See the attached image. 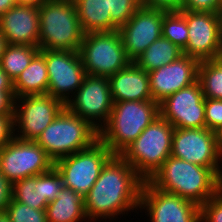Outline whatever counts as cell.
<instances>
[{
  "label": "cell",
  "mask_w": 222,
  "mask_h": 222,
  "mask_svg": "<svg viewBox=\"0 0 222 222\" xmlns=\"http://www.w3.org/2000/svg\"><path fill=\"white\" fill-rule=\"evenodd\" d=\"M144 180L120 155H114L84 197L88 220L114 218L129 210H138Z\"/></svg>",
  "instance_id": "obj_1"
},
{
  "label": "cell",
  "mask_w": 222,
  "mask_h": 222,
  "mask_svg": "<svg viewBox=\"0 0 222 222\" xmlns=\"http://www.w3.org/2000/svg\"><path fill=\"white\" fill-rule=\"evenodd\" d=\"M154 187L201 206L222 189V179L210 168L170 156L148 180Z\"/></svg>",
  "instance_id": "obj_2"
},
{
  "label": "cell",
  "mask_w": 222,
  "mask_h": 222,
  "mask_svg": "<svg viewBox=\"0 0 222 222\" xmlns=\"http://www.w3.org/2000/svg\"><path fill=\"white\" fill-rule=\"evenodd\" d=\"M159 116V103L153 100L114 102L99 140L120 155Z\"/></svg>",
  "instance_id": "obj_3"
},
{
  "label": "cell",
  "mask_w": 222,
  "mask_h": 222,
  "mask_svg": "<svg viewBox=\"0 0 222 222\" xmlns=\"http://www.w3.org/2000/svg\"><path fill=\"white\" fill-rule=\"evenodd\" d=\"M38 9L39 48L78 52L84 32L73 0H46Z\"/></svg>",
  "instance_id": "obj_4"
},
{
  "label": "cell",
  "mask_w": 222,
  "mask_h": 222,
  "mask_svg": "<svg viewBox=\"0 0 222 222\" xmlns=\"http://www.w3.org/2000/svg\"><path fill=\"white\" fill-rule=\"evenodd\" d=\"M173 130L174 127L159 116L120 156L144 181L149 180L171 156Z\"/></svg>",
  "instance_id": "obj_5"
},
{
  "label": "cell",
  "mask_w": 222,
  "mask_h": 222,
  "mask_svg": "<svg viewBox=\"0 0 222 222\" xmlns=\"http://www.w3.org/2000/svg\"><path fill=\"white\" fill-rule=\"evenodd\" d=\"M99 140V131L87 120L64 108L37 138L36 142L55 162L91 147Z\"/></svg>",
  "instance_id": "obj_6"
},
{
  "label": "cell",
  "mask_w": 222,
  "mask_h": 222,
  "mask_svg": "<svg viewBox=\"0 0 222 222\" xmlns=\"http://www.w3.org/2000/svg\"><path fill=\"white\" fill-rule=\"evenodd\" d=\"M78 52L90 76L109 78L132 62L126 55L118 30L84 34Z\"/></svg>",
  "instance_id": "obj_7"
},
{
  "label": "cell",
  "mask_w": 222,
  "mask_h": 222,
  "mask_svg": "<svg viewBox=\"0 0 222 222\" xmlns=\"http://www.w3.org/2000/svg\"><path fill=\"white\" fill-rule=\"evenodd\" d=\"M113 156L110 149L98 140L85 150L56 160L54 167L62 176L64 186L84 198Z\"/></svg>",
  "instance_id": "obj_8"
},
{
  "label": "cell",
  "mask_w": 222,
  "mask_h": 222,
  "mask_svg": "<svg viewBox=\"0 0 222 222\" xmlns=\"http://www.w3.org/2000/svg\"><path fill=\"white\" fill-rule=\"evenodd\" d=\"M54 167V161L36 142L17 137L0 149V172L11 183L43 174Z\"/></svg>",
  "instance_id": "obj_9"
},
{
  "label": "cell",
  "mask_w": 222,
  "mask_h": 222,
  "mask_svg": "<svg viewBox=\"0 0 222 222\" xmlns=\"http://www.w3.org/2000/svg\"><path fill=\"white\" fill-rule=\"evenodd\" d=\"M186 17L188 43L183 54L200 61L221 58L222 13L180 10Z\"/></svg>",
  "instance_id": "obj_10"
},
{
  "label": "cell",
  "mask_w": 222,
  "mask_h": 222,
  "mask_svg": "<svg viewBox=\"0 0 222 222\" xmlns=\"http://www.w3.org/2000/svg\"><path fill=\"white\" fill-rule=\"evenodd\" d=\"M73 97L67 101L65 108L99 131L109 120L114 104L109 79L87 75Z\"/></svg>",
  "instance_id": "obj_11"
},
{
  "label": "cell",
  "mask_w": 222,
  "mask_h": 222,
  "mask_svg": "<svg viewBox=\"0 0 222 222\" xmlns=\"http://www.w3.org/2000/svg\"><path fill=\"white\" fill-rule=\"evenodd\" d=\"M171 156L212 169L222 179L215 132L207 128H174Z\"/></svg>",
  "instance_id": "obj_12"
},
{
  "label": "cell",
  "mask_w": 222,
  "mask_h": 222,
  "mask_svg": "<svg viewBox=\"0 0 222 222\" xmlns=\"http://www.w3.org/2000/svg\"><path fill=\"white\" fill-rule=\"evenodd\" d=\"M16 101L22 105L18 106ZM64 108L65 104L61 100L47 94L15 98L14 132L18 126L17 132L20 129V134L14 136L21 140L36 141Z\"/></svg>",
  "instance_id": "obj_13"
},
{
  "label": "cell",
  "mask_w": 222,
  "mask_h": 222,
  "mask_svg": "<svg viewBox=\"0 0 222 222\" xmlns=\"http://www.w3.org/2000/svg\"><path fill=\"white\" fill-rule=\"evenodd\" d=\"M39 52L45 57L48 71L47 95L66 104L70 93L76 92L87 76L79 52L45 49Z\"/></svg>",
  "instance_id": "obj_14"
},
{
  "label": "cell",
  "mask_w": 222,
  "mask_h": 222,
  "mask_svg": "<svg viewBox=\"0 0 222 222\" xmlns=\"http://www.w3.org/2000/svg\"><path fill=\"white\" fill-rule=\"evenodd\" d=\"M139 208L147 210L151 222H200V206L144 181Z\"/></svg>",
  "instance_id": "obj_15"
},
{
  "label": "cell",
  "mask_w": 222,
  "mask_h": 222,
  "mask_svg": "<svg viewBox=\"0 0 222 222\" xmlns=\"http://www.w3.org/2000/svg\"><path fill=\"white\" fill-rule=\"evenodd\" d=\"M160 116L174 128H206L205 98L200 82L178 90L159 103Z\"/></svg>",
  "instance_id": "obj_16"
},
{
  "label": "cell",
  "mask_w": 222,
  "mask_h": 222,
  "mask_svg": "<svg viewBox=\"0 0 222 222\" xmlns=\"http://www.w3.org/2000/svg\"><path fill=\"white\" fill-rule=\"evenodd\" d=\"M168 11L143 5L118 30L127 57L134 62L154 41L162 37L163 17Z\"/></svg>",
  "instance_id": "obj_17"
},
{
  "label": "cell",
  "mask_w": 222,
  "mask_h": 222,
  "mask_svg": "<svg viewBox=\"0 0 222 222\" xmlns=\"http://www.w3.org/2000/svg\"><path fill=\"white\" fill-rule=\"evenodd\" d=\"M198 65L197 59L183 54L172 63L148 72L153 101L160 103L167 96L195 83Z\"/></svg>",
  "instance_id": "obj_18"
},
{
  "label": "cell",
  "mask_w": 222,
  "mask_h": 222,
  "mask_svg": "<svg viewBox=\"0 0 222 222\" xmlns=\"http://www.w3.org/2000/svg\"><path fill=\"white\" fill-rule=\"evenodd\" d=\"M0 32L11 45L38 46L40 26L36 6L15 5L0 16Z\"/></svg>",
  "instance_id": "obj_19"
},
{
  "label": "cell",
  "mask_w": 222,
  "mask_h": 222,
  "mask_svg": "<svg viewBox=\"0 0 222 222\" xmlns=\"http://www.w3.org/2000/svg\"><path fill=\"white\" fill-rule=\"evenodd\" d=\"M108 79L113 102L153 100L149 73L134 62Z\"/></svg>",
  "instance_id": "obj_20"
},
{
  "label": "cell",
  "mask_w": 222,
  "mask_h": 222,
  "mask_svg": "<svg viewBox=\"0 0 222 222\" xmlns=\"http://www.w3.org/2000/svg\"><path fill=\"white\" fill-rule=\"evenodd\" d=\"M13 89L15 98L47 94L48 71L45 57L40 52L13 82Z\"/></svg>",
  "instance_id": "obj_21"
},
{
  "label": "cell",
  "mask_w": 222,
  "mask_h": 222,
  "mask_svg": "<svg viewBox=\"0 0 222 222\" xmlns=\"http://www.w3.org/2000/svg\"><path fill=\"white\" fill-rule=\"evenodd\" d=\"M45 211L47 222H79L87 219L84 198L65 186L56 199L48 203Z\"/></svg>",
  "instance_id": "obj_22"
},
{
  "label": "cell",
  "mask_w": 222,
  "mask_h": 222,
  "mask_svg": "<svg viewBox=\"0 0 222 222\" xmlns=\"http://www.w3.org/2000/svg\"><path fill=\"white\" fill-rule=\"evenodd\" d=\"M84 34L111 31L108 0H73Z\"/></svg>",
  "instance_id": "obj_23"
},
{
  "label": "cell",
  "mask_w": 222,
  "mask_h": 222,
  "mask_svg": "<svg viewBox=\"0 0 222 222\" xmlns=\"http://www.w3.org/2000/svg\"><path fill=\"white\" fill-rule=\"evenodd\" d=\"M183 55L182 49L163 37L154 41L134 63L147 72L168 65Z\"/></svg>",
  "instance_id": "obj_24"
},
{
  "label": "cell",
  "mask_w": 222,
  "mask_h": 222,
  "mask_svg": "<svg viewBox=\"0 0 222 222\" xmlns=\"http://www.w3.org/2000/svg\"><path fill=\"white\" fill-rule=\"evenodd\" d=\"M39 51V46L8 44L1 56L0 67L14 82Z\"/></svg>",
  "instance_id": "obj_25"
},
{
  "label": "cell",
  "mask_w": 222,
  "mask_h": 222,
  "mask_svg": "<svg viewBox=\"0 0 222 222\" xmlns=\"http://www.w3.org/2000/svg\"><path fill=\"white\" fill-rule=\"evenodd\" d=\"M198 81L204 98L222 100V58L200 61Z\"/></svg>",
  "instance_id": "obj_26"
},
{
  "label": "cell",
  "mask_w": 222,
  "mask_h": 222,
  "mask_svg": "<svg viewBox=\"0 0 222 222\" xmlns=\"http://www.w3.org/2000/svg\"><path fill=\"white\" fill-rule=\"evenodd\" d=\"M12 198L37 210H46L49 203L38 193V175L14 182L12 184Z\"/></svg>",
  "instance_id": "obj_27"
},
{
  "label": "cell",
  "mask_w": 222,
  "mask_h": 222,
  "mask_svg": "<svg viewBox=\"0 0 222 222\" xmlns=\"http://www.w3.org/2000/svg\"><path fill=\"white\" fill-rule=\"evenodd\" d=\"M162 37L170 40L182 50L186 47L188 28L186 17L180 11H170L164 15Z\"/></svg>",
  "instance_id": "obj_28"
},
{
  "label": "cell",
  "mask_w": 222,
  "mask_h": 222,
  "mask_svg": "<svg viewBox=\"0 0 222 222\" xmlns=\"http://www.w3.org/2000/svg\"><path fill=\"white\" fill-rule=\"evenodd\" d=\"M111 31L119 30L141 7V0H108Z\"/></svg>",
  "instance_id": "obj_29"
},
{
  "label": "cell",
  "mask_w": 222,
  "mask_h": 222,
  "mask_svg": "<svg viewBox=\"0 0 222 222\" xmlns=\"http://www.w3.org/2000/svg\"><path fill=\"white\" fill-rule=\"evenodd\" d=\"M5 214L11 222H47L45 210L31 208L13 198L5 209Z\"/></svg>",
  "instance_id": "obj_30"
},
{
  "label": "cell",
  "mask_w": 222,
  "mask_h": 222,
  "mask_svg": "<svg viewBox=\"0 0 222 222\" xmlns=\"http://www.w3.org/2000/svg\"><path fill=\"white\" fill-rule=\"evenodd\" d=\"M63 186V178L55 167L38 175V193L41 198H45L48 202L56 199Z\"/></svg>",
  "instance_id": "obj_31"
},
{
  "label": "cell",
  "mask_w": 222,
  "mask_h": 222,
  "mask_svg": "<svg viewBox=\"0 0 222 222\" xmlns=\"http://www.w3.org/2000/svg\"><path fill=\"white\" fill-rule=\"evenodd\" d=\"M200 222H222V189L200 206Z\"/></svg>",
  "instance_id": "obj_32"
},
{
  "label": "cell",
  "mask_w": 222,
  "mask_h": 222,
  "mask_svg": "<svg viewBox=\"0 0 222 222\" xmlns=\"http://www.w3.org/2000/svg\"><path fill=\"white\" fill-rule=\"evenodd\" d=\"M206 128L215 131L222 125V100L205 98Z\"/></svg>",
  "instance_id": "obj_33"
},
{
  "label": "cell",
  "mask_w": 222,
  "mask_h": 222,
  "mask_svg": "<svg viewBox=\"0 0 222 222\" xmlns=\"http://www.w3.org/2000/svg\"><path fill=\"white\" fill-rule=\"evenodd\" d=\"M182 9L189 11H202L221 13L220 0H182Z\"/></svg>",
  "instance_id": "obj_34"
},
{
  "label": "cell",
  "mask_w": 222,
  "mask_h": 222,
  "mask_svg": "<svg viewBox=\"0 0 222 222\" xmlns=\"http://www.w3.org/2000/svg\"><path fill=\"white\" fill-rule=\"evenodd\" d=\"M13 116L14 115H0V149L10 142L15 135Z\"/></svg>",
  "instance_id": "obj_35"
},
{
  "label": "cell",
  "mask_w": 222,
  "mask_h": 222,
  "mask_svg": "<svg viewBox=\"0 0 222 222\" xmlns=\"http://www.w3.org/2000/svg\"><path fill=\"white\" fill-rule=\"evenodd\" d=\"M141 3L147 8L163 9L168 12L182 10V0H141Z\"/></svg>",
  "instance_id": "obj_36"
},
{
  "label": "cell",
  "mask_w": 222,
  "mask_h": 222,
  "mask_svg": "<svg viewBox=\"0 0 222 222\" xmlns=\"http://www.w3.org/2000/svg\"><path fill=\"white\" fill-rule=\"evenodd\" d=\"M12 198V184L0 172V213L5 212Z\"/></svg>",
  "instance_id": "obj_37"
},
{
  "label": "cell",
  "mask_w": 222,
  "mask_h": 222,
  "mask_svg": "<svg viewBox=\"0 0 222 222\" xmlns=\"http://www.w3.org/2000/svg\"><path fill=\"white\" fill-rule=\"evenodd\" d=\"M14 91H0V115H14Z\"/></svg>",
  "instance_id": "obj_38"
},
{
  "label": "cell",
  "mask_w": 222,
  "mask_h": 222,
  "mask_svg": "<svg viewBox=\"0 0 222 222\" xmlns=\"http://www.w3.org/2000/svg\"><path fill=\"white\" fill-rule=\"evenodd\" d=\"M0 91H14L13 81L0 67Z\"/></svg>",
  "instance_id": "obj_39"
},
{
  "label": "cell",
  "mask_w": 222,
  "mask_h": 222,
  "mask_svg": "<svg viewBox=\"0 0 222 222\" xmlns=\"http://www.w3.org/2000/svg\"><path fill=\"white\" fill-rule=\"evenodd\" d=\"M15 5H17L15 0H0V16Z\"/></svg>",
  "instance_id": "obj_40"
},
{
  "label": "cell",
  "mask_w": 222,
  "mask_h": 222,
  "mask_svg": "<svg viewBox=\"0 0 222 222\" xmlns=\"http://www.w3.org/2000/svg\"><path fill=\"white\" fill-rule=\"evenodd\" d=\"M17 5L36 6L39 7L46 0H15Z\"/></svg>",
  "instance_id": "obj_41"
},
{
  "label": "cell",
  "mask_w": 222,
  "mask_h": 222,
  "mask_svg": "<svg viewBox=\"0 0 222 222\" xmlns=\"http://www.w3.org/2000/svg\"><path fill=\"white\" fill-rule=\"evenodd\" d=\"M214 132H215L216 145L218 151L222 155V125L219 128H217Z\"/></svg>",
  "instance_id": "obj_42"
},
{
  "label": "cell",
  "mask_w": 222,
  "mask_h": 222,
  "mask_svg": "<svg viewBox=\"0 0 222 222\" xmlns=\"http://www.w3.org/2000/svg\"><path fill=\"white\" fill-rule=\"evenodd\" d=\"M7 46H8L7 40L0 32V59H1V56L3 55Z\"/></svg>",
  "instance_id": "obj_43"
},
{
  "label": "cell",
  "mask_w": 222,
  "mask_h": 222,
  "mask_svg": "<svg viewBox=\"0 0 222 222\" xmlns=\"http://www.w3.org/2000/svg\"><path fill=\"white\" fill-rule=\"evenodd\" d=\"M0 222H11L5 212L0 213Z\"/></svg>",
  "instance_id": "obj_44"
}]
</instances>
